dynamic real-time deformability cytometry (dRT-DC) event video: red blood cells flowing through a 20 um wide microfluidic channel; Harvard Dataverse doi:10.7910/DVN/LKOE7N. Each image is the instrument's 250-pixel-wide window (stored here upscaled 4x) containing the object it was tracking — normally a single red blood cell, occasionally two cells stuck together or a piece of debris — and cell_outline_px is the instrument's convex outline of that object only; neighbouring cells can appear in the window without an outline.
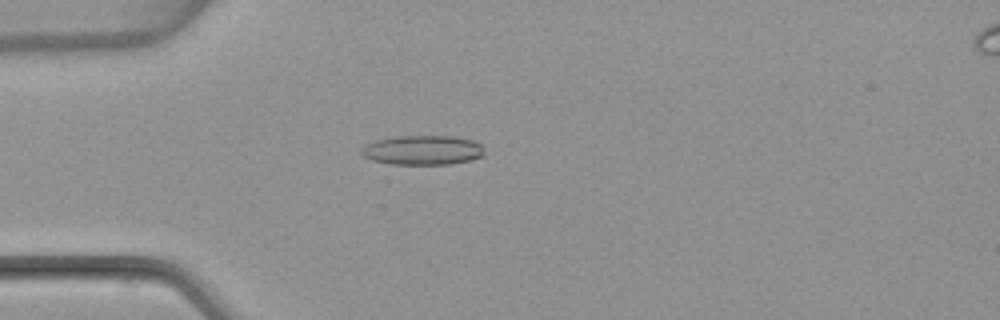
{"species": "common noctule bat (a hibernating species)", "species_latin": "Nyctalus noctula", "temperature_condition": "warm", "stored_images_in_passage": 3, "camera_frame_rate_fps": 3000, "um_per_image_px": 0.085, "animal": {"sex": "female", "body_mass_g": 22.7, "forearm_length_mm": 54.2}, "frame": {"image": 1, "passage_image": 3, "time_ms": 2.667, "image_size_px": [1000, 320], "cell_outline_px": [[484, 156], [472, 160], [448, 164], [392, 164], [372, 160], [364, 156], [360, 152], [360, 148], [364, 144], [376, 140], [396, 136], [452, 136], [472, 140], [480, 144], [484, 152]], "centroid_in_image_um": [35.9, 12.76], "position_along_channel_um": 49.1, "area_um2": 21.21}}